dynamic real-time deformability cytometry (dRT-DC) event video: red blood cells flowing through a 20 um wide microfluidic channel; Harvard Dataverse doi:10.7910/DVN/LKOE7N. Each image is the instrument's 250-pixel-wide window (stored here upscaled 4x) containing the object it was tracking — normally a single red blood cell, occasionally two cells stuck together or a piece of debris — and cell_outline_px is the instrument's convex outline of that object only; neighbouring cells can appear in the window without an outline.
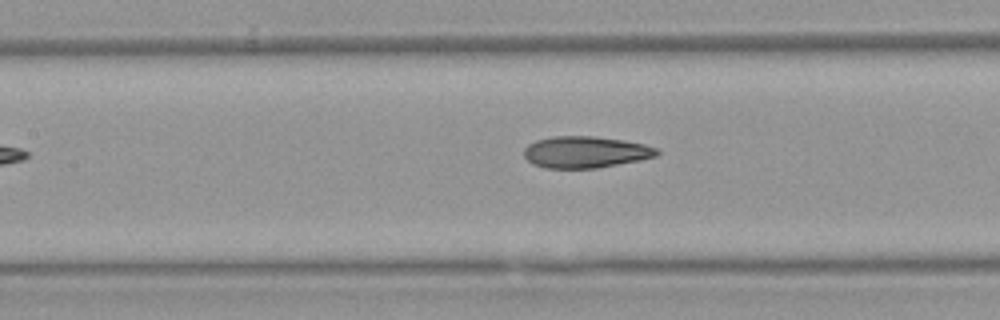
{"species": "Egyptian fruit bat (a non-hibernating species)", "species_latin": "Rousettus aegyptiacus", "temperature_condition": "warm", "stored_images_in_passage": 6, "camera_frame_rate_fps": 3000, "um_per_image_px": 0.085, "animal": {"sex": "female"}, "frame": {"image": 1, "passage_image": 5, "time_ms": 5.667, "image_size_px": [1000, 320], "cell_outline_px": [[660, 152], [656, 156], [640, 160], [596, 168], [544, 168], [532, 164], [524, 156], [524, 148], [528, 144], [536, 140], [552, 136], [592, 136], [624, 140], [644, 144], [656, 148]], "centroid_in_image_um": [49.74, 12.92], "position_along_channel_um": 157.7, "area_um2": 24.51}}